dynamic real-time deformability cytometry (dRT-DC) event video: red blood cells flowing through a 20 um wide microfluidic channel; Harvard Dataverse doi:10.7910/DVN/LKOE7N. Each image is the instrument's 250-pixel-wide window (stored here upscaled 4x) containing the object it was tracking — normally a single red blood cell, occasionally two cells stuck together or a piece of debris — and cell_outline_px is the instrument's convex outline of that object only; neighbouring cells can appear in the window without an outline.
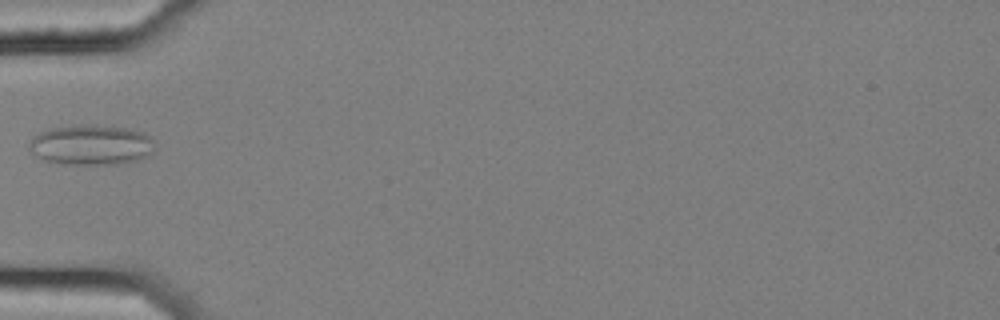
{"species": "common noctule bat (a hibernating species)", "species_latin": "Nyctalus noctula", "temperature_condition": "cold", "stored_images_in_passage": 2, "camera_frame_rate_fps": 3000, "um_per_image_px": 0.085, "animal": {"sex": "female", "body_mass_g": 25.1}, "frame": {"image": 1, "passage_image": 1, "time_ms": 0.0, "image_size_px": [1000, 320], "cell_outline_px": [[152, 152], [148, 156], [136, 160], [116, 164], [64, 164], [44, 160], [36, 156], [28, 148], [28, 140], [32, 136], [48, 128], [72, 124], [96, 124], [128, 128], [144, 132], [152, 136]], "centroid_in_image_um": [7.7, 12.28], "position_along_channel_um": 77.3, "area_um2": 30.0}}